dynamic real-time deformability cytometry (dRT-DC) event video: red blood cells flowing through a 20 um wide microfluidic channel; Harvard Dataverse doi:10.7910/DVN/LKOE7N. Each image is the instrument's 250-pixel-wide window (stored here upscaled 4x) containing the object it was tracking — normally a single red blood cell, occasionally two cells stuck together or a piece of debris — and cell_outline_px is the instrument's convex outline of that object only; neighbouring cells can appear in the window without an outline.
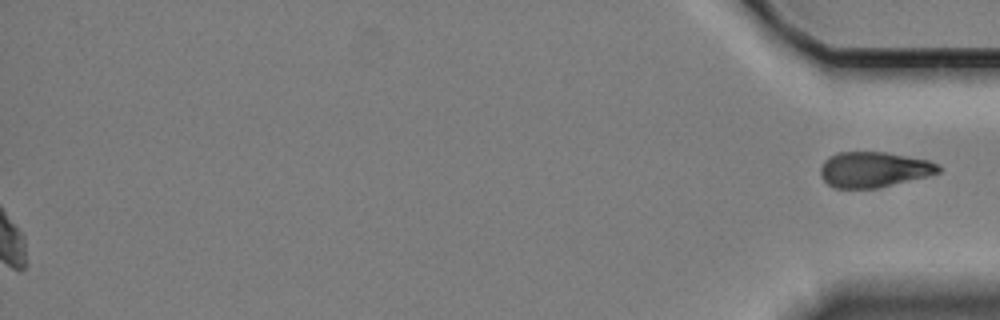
{"species": "Egyptian fruit bat (a non-hibernating species)", "species_latin": "Rousettus aegyptiacus", "temperature_condition": "cold", "stored_images_in_passage": 64, "segment_of_instrument_passage": [2, 2], "camera_frame_rate_fps": 3000, "um_per_image_px": 0.085, "animal": {"sex": "female"}, "frame": {"image": 1, "passage_image": 64, "time_ms": 21.0, "image_size_px": [1000, 320], "cell_outline_px": [[944, 168], [940, 172], [928, 176], [880, 188], [836, 188], [828, 184], [820, 176], [820, 168], [824, 160], [828, 156], [840, 152], [884, 152], [928, 160]], "centroid_in_image_um": [74.27, 14.42], "position_along_channel_um": 360.9, "area_um2": 24.51}}